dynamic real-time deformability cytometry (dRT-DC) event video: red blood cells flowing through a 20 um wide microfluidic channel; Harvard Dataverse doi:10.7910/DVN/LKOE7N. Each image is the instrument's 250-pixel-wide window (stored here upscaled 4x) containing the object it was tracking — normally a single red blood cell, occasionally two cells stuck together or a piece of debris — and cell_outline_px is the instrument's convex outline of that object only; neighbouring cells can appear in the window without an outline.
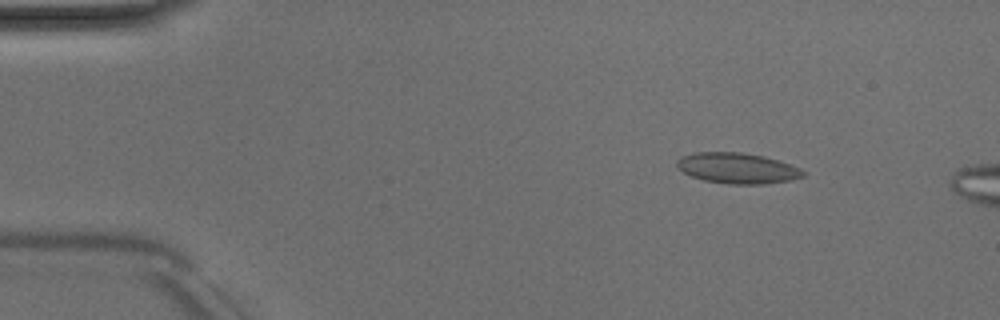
{"species": "Egyptian fruit bat (a non-hibernating species)", "species_latin": "Rousettus aegyptiacus", "temperature_condition": "room temperature", "stored_images_in_passage": 4, "camera_frame_rate_fps": 3000, "um_per_image_px": 0.085, "animal": {"sex": "male"}, "frame": {"image": 1, "passage_image": 2, "time_ms": 1.0, "image_size_px": [1000, 320], "cell_outline_px": [[804, 176], [788, 180], [764, 184], [728, 184], [704, 180], [692, 176], [684, 172], [676, 164], [676, 160], [680, 156], [696, 152], [740, 152], [764, 156], [800, 168], [804, 172]], "centroid_in_image_um": [62.64, 14.29], "position_along_channel_um": 22.4, "area_um2": 22.31}}